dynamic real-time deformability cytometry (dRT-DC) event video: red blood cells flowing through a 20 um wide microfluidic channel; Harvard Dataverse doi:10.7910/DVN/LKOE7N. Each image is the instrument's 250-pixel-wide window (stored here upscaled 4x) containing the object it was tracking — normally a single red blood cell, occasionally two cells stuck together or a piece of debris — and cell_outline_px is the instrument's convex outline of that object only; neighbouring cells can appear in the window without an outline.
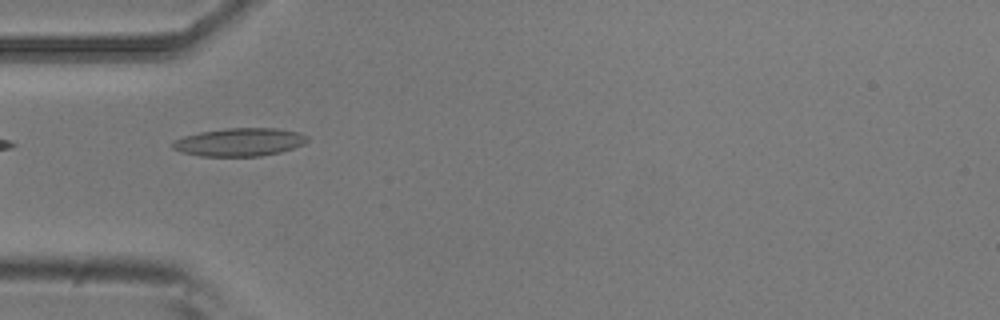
{"species": "common noctule bat (a hibernating species)", "species_latin": "Nyctalus noctula", "temperature_condition": "room temperature", "stored_images_in_passage": 7, "camera_frame_rate_fps": 3000, "um_per_image_px": 0.085, "animal": {"sex": "male", "body_mass_g": 20.5, "forearm_length_mm": 52.5}, "frame": {"image": 1, "passage_image": 5, "time_ms": 1.333, "image_size_px": [1000, 320], "cell_outline_px": [[308, 140], [304, 144], [280, 152], [260, 156], [200, 156], [180, 152], [172, 148], [172, 144], [176, 140], [184, 136], [200, 132], [224, 128], [276, 128], [300, 132], [308, 136]], "centroid_in_image_um": [20.37, 12.07], "position_along_channel_um": 64.6, "area_um2": 22.08}}
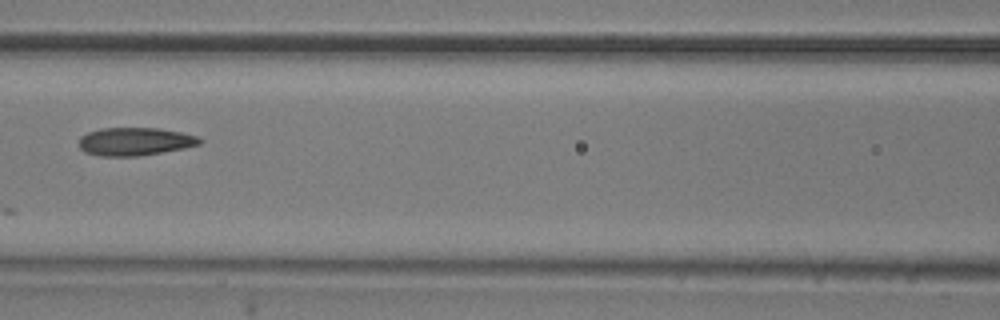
{"frame": {"image": 2, "passage_image": 7, "time_ms": 2.0, "image_size_px": [1000, 320], "cell_outline_px": [[204, 140], [200, 144], [184, 148], [136, 156], [100, 156], [84, 152], [80, 148], [80, 136], [88, 132], [100, 128], [160, 128], [180, 132], [196, 136]], "centroid_in_image_um": [11.45, 12.02], "position_along_channel_um": 155.1, "area_um2": 19.65}}